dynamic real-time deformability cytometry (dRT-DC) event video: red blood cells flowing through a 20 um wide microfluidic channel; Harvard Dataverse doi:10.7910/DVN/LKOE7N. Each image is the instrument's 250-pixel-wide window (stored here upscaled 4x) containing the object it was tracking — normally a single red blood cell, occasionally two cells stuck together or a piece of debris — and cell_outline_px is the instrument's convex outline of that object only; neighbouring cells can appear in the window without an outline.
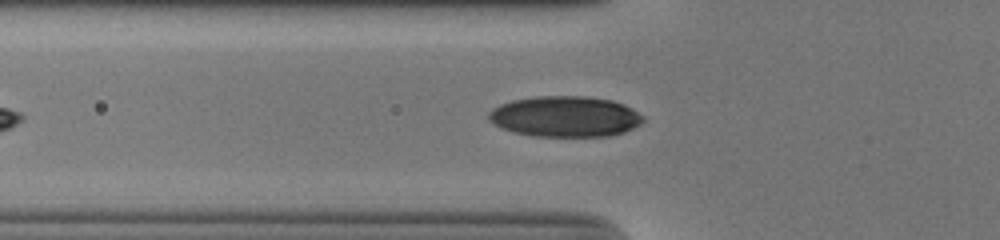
{"species": "human", "species_latin": "Homo sapiens", "temperature_condition": "cold", "stored_images_in_passage": 38, "camera_frame_rate_fps": 3000, "um_per_image_px": 0.085, "donor": {"sex": "male"}, "frame": {"image": 1, "passage_image": 7, "time_ms": 2.0, "image_size_px": [1000, 240], "cell_outline_px": [[644, 120], [640, 124], [624, 132], [608, 136], [532, 136], [512, 132], [488, 120], [488, 112], [492, 108], [500, 104], [512, 100], [536, 96], [584, 96], [612, 100], [632, 108], [644, 116]], "centroid_in_image_um": [48.03, 9.9], "position_along_channel_um": 77.8, "area_um2": 36.7}}
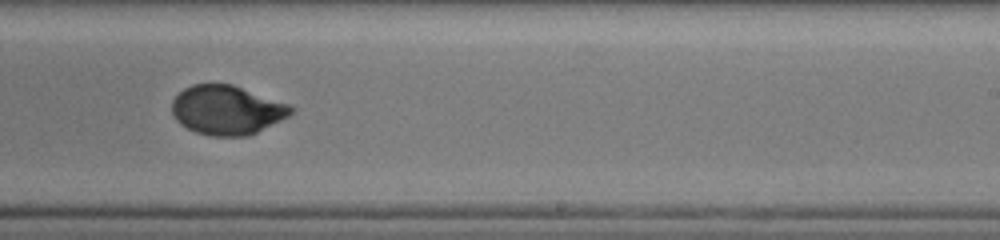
{"frame": {"image": 2, "passage_image": 22, "time_ms": 7.0, "image_size_px": [1000, 240], "cell_outline_px": [[296, 108], [288, 116], [248, 136], [212, 136], [196, 132], [180, 124], [176, 120], [172, 112], [172, 100], [184, 88], [192, 84], [232, 84], [288, 104]], "centroid_in_image_um": [19.26, 9.35], "position_along_channel_um": 269.7, "area_um2": 33.87}}
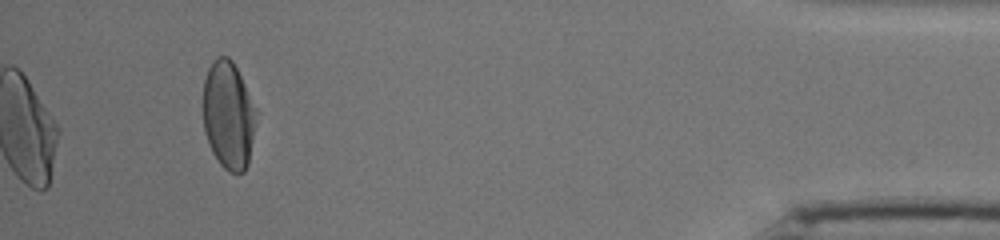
{"frame": {"image": 3, "passage_image": 38, "time_ms": 12.333, "image_size_px": [1000, 240], "cell_outline_px": [[256, 108], [252, 140], [248, 164], [244, 172], [228, 172], [220, 164], [212, 152], [208, 144], [204, 132], [204, 80], [208, 68], [216, 56], [228, 56], [232, 60]], "centroid_in_image_um": [19.39, 9.79], "position_along_channel_um": 415.8, "area_um2": 33.0}, "authors_computed_cell_mechanics": {"area_um2": 35.0268, "velocity_mm_per_s": 3.8465, "shape_relaxation_time_tau1_ms": 4.6242, "shape_relaxation_time_tau2_ms": 0.9271, "deformation_change_tau1": 0.1798, "deformation_change_tau2": 0.036}}